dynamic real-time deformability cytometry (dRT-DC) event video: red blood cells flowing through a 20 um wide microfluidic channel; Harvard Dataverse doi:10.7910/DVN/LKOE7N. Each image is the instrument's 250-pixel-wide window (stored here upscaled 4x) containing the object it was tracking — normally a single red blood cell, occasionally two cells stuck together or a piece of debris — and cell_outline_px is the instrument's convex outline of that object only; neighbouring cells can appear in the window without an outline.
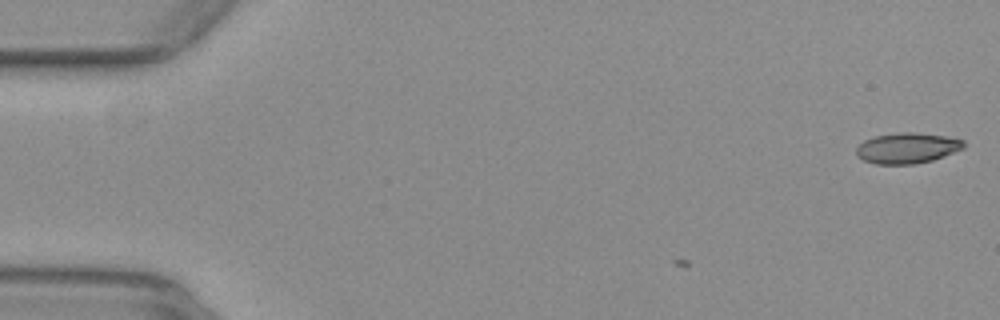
{"species": "common noctule bat (a hibernating species)", "species_latin": "Nyctalus noctula", "temperature_condition": "warm", "stored_images_in_passage": 6, "camera_frame_rate_fps": 3000, "um_per_image_px": 0.085, "animal": {"sex": "female", "body_mass_g": 29.2, "forearm_length_mm": 56.3}, "frame": {"image": 1, "passage_image": 6, "time_ms": 1.667, "image_size_px": [1000, 320], "cell_outline_px": [[964, 148], [944, 156], [932, 160], [916, 164], [876, 164], [864, 160], [856, 156], [856, 148], [864, 140], [876, 136], [900, 132], [916, 132], [944, 136], [964, 140]], "centroid_in_image_um": [77.1, 12.59], "position_along_channel_um": 7.9, "area_um2": 19.13}}